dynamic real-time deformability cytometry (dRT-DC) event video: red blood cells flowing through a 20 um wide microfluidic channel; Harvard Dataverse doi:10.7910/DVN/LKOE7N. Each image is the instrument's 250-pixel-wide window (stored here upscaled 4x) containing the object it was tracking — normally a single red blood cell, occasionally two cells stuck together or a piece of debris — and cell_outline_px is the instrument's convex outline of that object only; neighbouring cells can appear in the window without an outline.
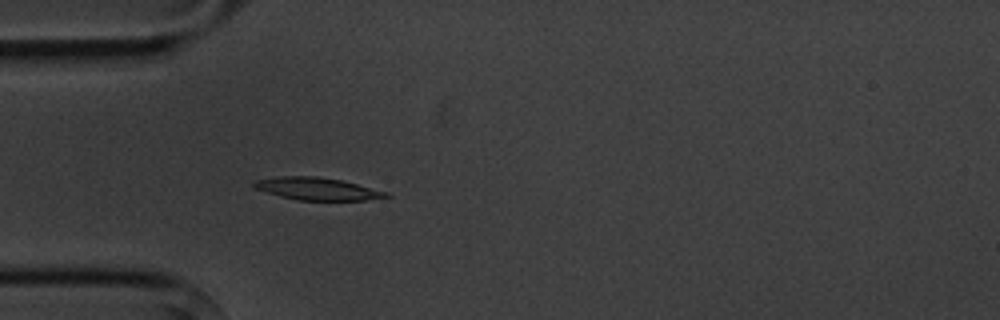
{"species": "common noctule bat (a hibernating species)", "species_latin": "Nyctalus noctula", "temperature_condition": "cold", "stored_images_in_passage": 4, "camera_frame_rate_fps": 3000, "um_per_image_px": 0.085, "animal": {"sex": "male", "body_mass_g": 20.1, "forearm_length_mm": 53.5}, "frame": {"image": 1, "passage_image": 4, "time_ms": 3.333, "image_size_px": [1000, 320], "cell_outline_px": [[392, 196], [364, 200], [300, 200], [280, 196], [252, 188], [252, 184], [256, 180], [276, 176], [316, 176], [344, 180], [388, 192]], "centroid_in_image_um": [26.95, 16.03], "position_along_channel_um": 58.0, "area_um2": 17.4}}